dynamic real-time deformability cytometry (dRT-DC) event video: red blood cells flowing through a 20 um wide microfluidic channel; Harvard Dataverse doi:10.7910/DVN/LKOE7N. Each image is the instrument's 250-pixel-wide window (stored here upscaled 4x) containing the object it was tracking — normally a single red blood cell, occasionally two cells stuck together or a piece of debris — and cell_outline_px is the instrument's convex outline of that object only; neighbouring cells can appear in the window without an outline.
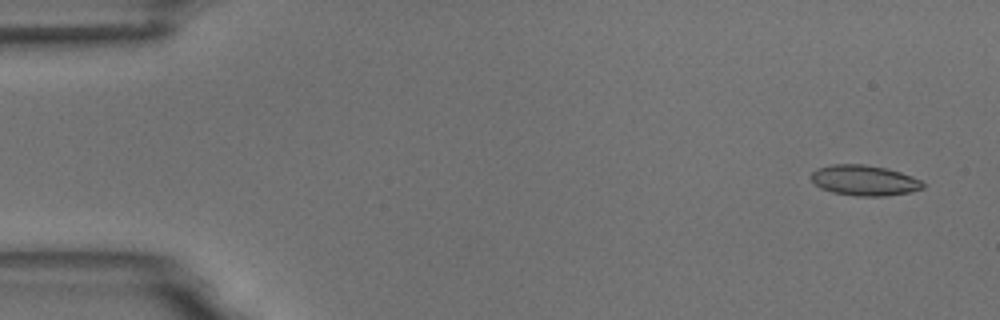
{"species": "common noctule bat (a hibernating species)", "species_latin": "Nyctalus noctula", "temperature_condition": "room temperature", "stored_images_in_passage": 6, "camera_frame_rate_fps": 3000, "um_per_image_px": 0.085, "animal": {"sex": "male", "body_mass_g": 18.8}, "frame": {"image": 1, "passage_image": 1, "time_ms": 0.0, "image_size_px": [1000, 320], "cell_outline_px": [[924, 188], [908, 192], [884, 196], [856, 196], [832, 192], [820, 188], [812, 180], [812, 172], [816, 168], [832, 164], [864, 164], [888, 168], [912, 176], [920, 180], [924, 184]], "centroid_in_image_um": [73.46, 15.32], "position_along_channel_um": 11.5, "area_um2": 19.83}}
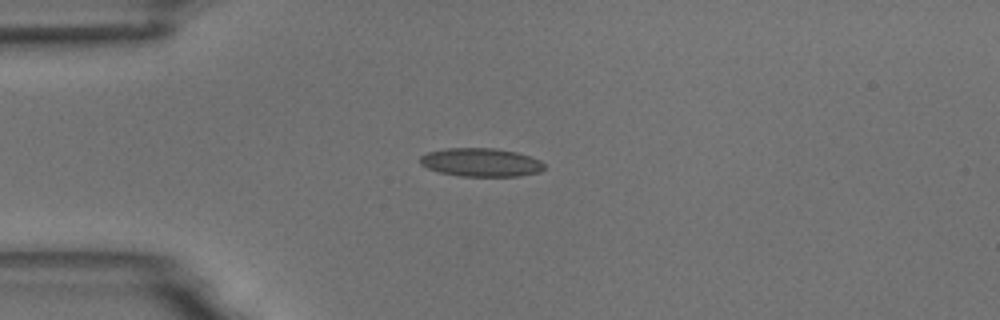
{"frame": {"image": 2, "passage_image": 4, "time_ms": 3.667, "image_size_px": [1000, 320], "cell_outline_px": [[544, 168], [540, 172], [520, 176], [460, 176], [440, 172], [428, 168], [420, 164], [420, 156], [428, 152], [448, 148], [492, 148], [516, 152], [540, 160], [544, 164]], "centroid_in_image_um": [40.88, 13.8], "position_along_channel_um": 44.1, "area_um2": 20.46}}